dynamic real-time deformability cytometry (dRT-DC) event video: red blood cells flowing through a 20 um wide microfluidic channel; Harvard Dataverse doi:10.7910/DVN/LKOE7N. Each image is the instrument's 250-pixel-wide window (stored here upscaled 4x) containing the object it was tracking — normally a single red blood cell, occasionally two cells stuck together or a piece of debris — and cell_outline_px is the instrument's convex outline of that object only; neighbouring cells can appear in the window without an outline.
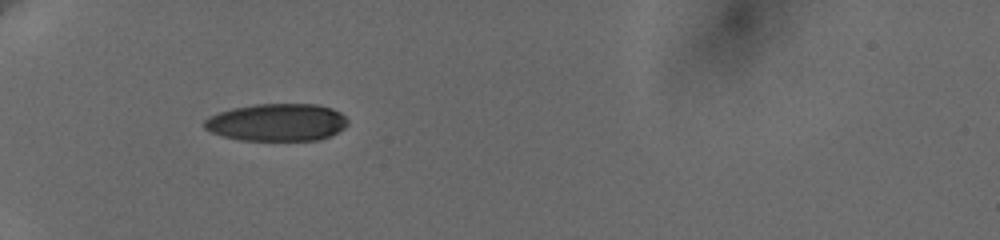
{"species": "human", "species_latin": "Homo sapiens", "temperature_condition": "cold", "stored_images_in_passage": 38, "camera_frame_rate_fps": 3000, "um_per_image_px": 0.085, "donor": {"sex": "female"}, "frame": {"image": 1, "passage_image": 1, "time_ms": 0.0, "image_size_px": [1000, 240], "cell_outline_px": [[348, 124], [344, 128], [328, 136], [316, 140], [240, 140], [224, 136], [212, 132], [204, 128], [204, 120], [208, 116], [232, 108], [256, 104], [316, 104], [332, 108], [340, 112], [348, 120]], "centroid_in_image_um": [23.54, 10.39], "position_along_channel_um": 61.5, "area_um2": 31.21}}
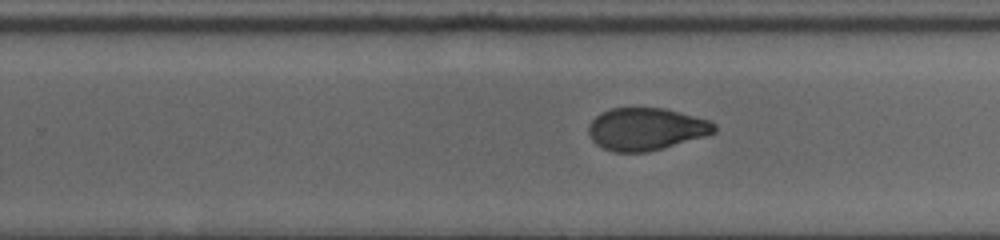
{"frame": {"image": 2, "passage_image": 20, "time_ms": 6.333, "image_size_px": [1000, 240], "cell_outline_px": [[716, 132], [704, 136], [648, 152], [612, 152], [596, 144], [592, 140], [588, 132], [588, 128], [592, 120], [600, 112], [612, 108], [664, 108], [708, 120], [716, 124]], "centroid_in_image_um": [54.89, 10.97], "position_along_channel_um": 274.9, "area_um2": 30.87}}
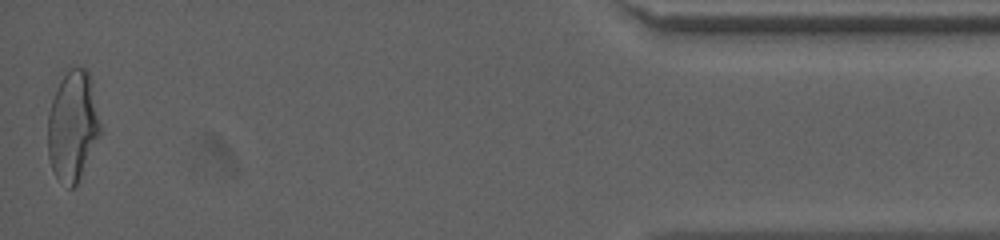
{"frame": {"image": 3, "passage_image": 38, "time_ms": 12.333, "image_size_px": [1000, 240], "cell_outline_px": [[100, 132], [76, 184], [72, 188], [68, 188], [56, 176], [52, 168], [48, 156], [48, 112], [52, 100], [60, 80], [68, 64], [84, 68], [88, 72], [92, 80], [100, 124]], "centroid_in_image_um": [6.16, 10.61], "position_along_channel_um": 429.0, "area_um2": 33.47}, "authors_computed_cell_mechanics": {"area_um2": 31.9634, "velocity_mm_per_s": 3.6524, "shape_relaxation_time_tau1_ms": 9.5681, "shape_relaxation_time_tau2_ms": 1.8782, "deformation_change_tau1": 0.2282, "deformation_change_tau2": 0.0674}}